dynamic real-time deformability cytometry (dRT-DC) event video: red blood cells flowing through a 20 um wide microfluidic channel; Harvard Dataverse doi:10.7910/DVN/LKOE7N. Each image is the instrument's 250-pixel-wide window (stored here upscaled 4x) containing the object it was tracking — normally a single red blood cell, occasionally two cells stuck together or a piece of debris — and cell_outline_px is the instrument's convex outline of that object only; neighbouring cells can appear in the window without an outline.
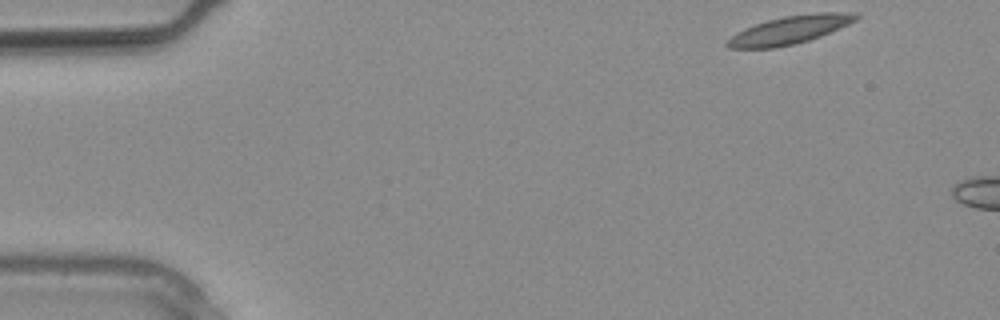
{"species": "common noctule bat (a hibernating species)", "species_latin": "Nyctalus noctula", "temperature_condition": "warm", "stored_images_in_passage": 4, "segment_of_instrument_passage": [2, 2], "camera_frame_rate_fps": 3000, "um_per_image_px": 0.085, "animal": {"sex": "male", "body_mass_g": 20.4}, "frame": {"image": 1, "passage_image": 4, "time_ms": 1.0, "image_size_px": [1000, 320], "cell_outline_px": [[860, 16], [856, 20], [848, 24], [820, 36], [796, 44], [776, 48], [728, 48], [724, 44], [736, 32], [744, 28], [768, 20], [784, 16], [816, 12], [852, 12]], "centroid_in_image_um": [67.11, 2.54], "position_along_channel_um": 17.9, "area_um2": 20.98}}